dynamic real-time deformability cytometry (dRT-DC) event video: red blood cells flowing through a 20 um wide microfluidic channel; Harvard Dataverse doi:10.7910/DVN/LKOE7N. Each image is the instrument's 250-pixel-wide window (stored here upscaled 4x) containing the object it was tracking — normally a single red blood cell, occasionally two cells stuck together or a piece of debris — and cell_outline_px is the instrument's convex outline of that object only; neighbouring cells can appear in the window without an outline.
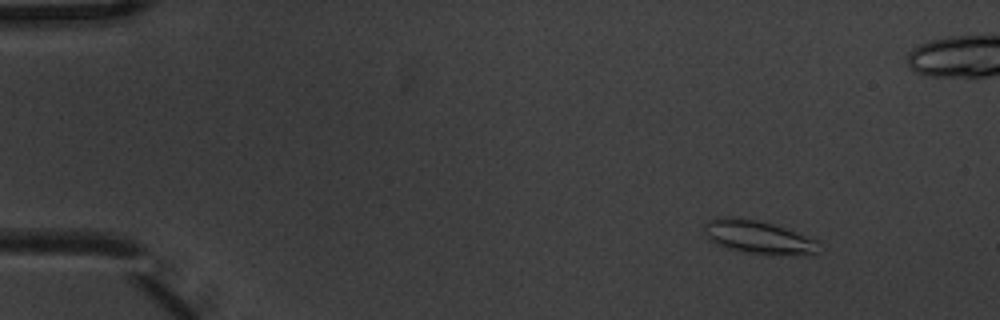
{"species": "common noctule bat (a hibernating species)", "species_latin": "Nyctalus noctula", "temperature_condition": "warm", "stored_images_in_passage": 4, "camera_frame_rate_fps": 3000, "um_per_image_px": 0.085, "animal": {"sex": "male", "body_mass_g": 20.1, "forearm_length_mm": 53.5}, "frame": {"image": 1, "passage_image": 1, "time_ms": 0.0, "image_size_px": [1000, 320], "cell_outline_px": [[816, 256], [800, 256], [744, 252], [728, 248], [708, 240], [704, 228], [704, 224], [708, 220], [724, 216], [732, 216], [756, 220], [772, 224], [796, 232], [816, 240]], "centroid_in_image_um": [64.44, 20.16], "position_along_channel_um": 20.6, "area_um2": 22.08}}